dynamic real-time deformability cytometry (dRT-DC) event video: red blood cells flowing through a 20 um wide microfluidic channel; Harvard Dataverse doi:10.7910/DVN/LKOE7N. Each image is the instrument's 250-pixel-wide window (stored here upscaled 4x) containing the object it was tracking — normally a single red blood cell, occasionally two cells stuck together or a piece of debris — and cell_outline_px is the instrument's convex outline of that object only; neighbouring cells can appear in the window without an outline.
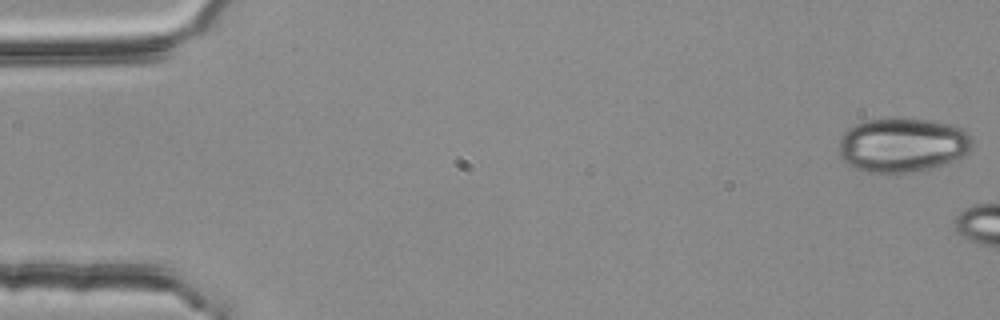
{"species": "common noctule bat (a hibernating species)", "species_latin": "Nyctalus noctula", "temperature_condition": "room temperature", "stored_images_in_passage": 7, "camera_frame_rate_fps": 3000, "um_per_image_px": 0.085, "animal": {"sex": "female", "body_mass_g": 25.1}, "frame": {"image": 1, "passage_image": 1, "time_ms": 0.0, "image_size_px": [1000, 320], "cell_outline_px": [[972, 148], [968, 152], [960, 156], [940, 164], [916, 172], [888, 176], [864, 172], [848, 164], [840, 156], [840, 136], [848, 128], [864, 120], [892, 116], [900, 116], [928, 120], [948, 124], [960, 128], [972, 140]], "centroid_in_image_um": [76.63, 12.32], "position_along_channel_um": 8.4, "area_um2": 42.95}}